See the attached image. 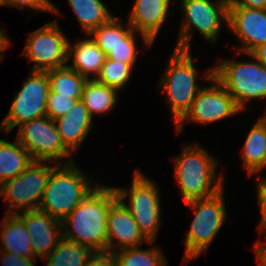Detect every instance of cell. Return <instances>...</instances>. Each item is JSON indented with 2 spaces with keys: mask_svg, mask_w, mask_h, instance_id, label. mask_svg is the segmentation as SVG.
I'll use <instances>...</instances> for the list:
<instances>
[{
  "mask_svg": "<svg viewBox=\"0 0 266 266\" xmlns=\"http://www.w3.org/2000/svg\"><path fill=\"white\" fill-rule=\"evenodd\" d=\"M117 200L114 187L98 184L61 222L62 237L94 252L107 251L108 214Z\"/></svg>",
  "mask_w": 266,
  "mask_h": 266,
  "instance_id": "1",
  "label": "cell"
},
{
  "mask_svg": "<svg viewBox=\"0 0 266 266\" xmlns=\"http://www.w3.org/2000/svg\"><path fill=\"white\" fill-rule=\"evenodd\" d=\"M172 161L184 202L212 196L225 186L223 174L216 176L217 159L197 143L184 146Z\"/></svg>",
  "mask_w": 266,
  "mask_h": 266,
  "instance_id": "2",
  "label": "cell"
},
{
  "mask_svg": "<svg viewBox=\"0 0 266 266\" xmlns=\"http://www.w3.org/2000/svg\"><path fill=\"white\" fill-rule=\"evenodd\" d=\"M83 172L75 161L57 164L51 171L38 210L62 222L98 185L95 182L93 186L92 178Z\"/></svg>",
  "mask_w": 266,
  "mask_h": 266,
  "instance_id": "3",
  "label": "cell"
},
{
  "mask_svg": "<svg viewBox=\"0 0 266 266\" xmlns=\"http://www.w3.org/2000/svg\"><path fill=\"white\" fill-rule=\"evenodd\" d=\"M191 50L174 49L160 81V90L165 94L176 125L189 111L202 89L196 83L198 69L193 63Z\"/></svg>",
  "mask_w": 266,
  "mask_h": 266,
  "instance_id": "4",
  "label": "cell"
},
{
  "mask_svg": "<svg viewBox=\"0 0 266 266\" xmlns=\"http://www.w3.org/2000/svg\"><path fill=\"white\" fill-rule=\"evenodd\" d=\"M246 55L254 60L219 59L213 67V76L241 111L247 108L248 101L266 98V66L251 54Z\"/></svg>",
  "mask_w": 266,
  "mask_h": 266,
  "instance_id": "5",
  "label": "cell"
},
{
  "mask_svg": "<svg viewBox=\"0 0 266 266\" xmlns=\"http://www.w3.org/2000/svg\"><path fill=\"white\" fill-rule=\"evenodd\" d=\"M193 209L194 219L187 230L182 265L196 259L213 242L227 219L224 187L212 196L185 202Z\"/></svg>",
  "mask_w": 266,
  "mask_h": 266,
  "instance_id": "6",
  "label": "cell"
},
{
  "mask_svg": "<svg viewBox=\"0 0 266 266\" xmlns=\"http://www.w3.org/2000/svg\"><path fill=\"white\" fill-rule=\"evenodd\" d=\"M183 20L176 43L178 50H191L193 28L210 43L215 44L221 33L222 23L228 26L229 0H181Z\"/></svg>",
  "mask_w": 266,
  "mask_h": 266,
  "instance_id": "7",
  "label": "cell"
},
{
  "mask_svg": "<svg viewBox=\"0 0 266 266\" xmlns=\"http://www.w3.org/2000/svg\"><path fill=\"white\" fill-rule=\"evenodd\" d=\"M131 183L130 189L114 187L118 199L130 211L144 236L149 241H156L162 223L159 188L140 169H135ZM125 198H128L129 204Z\"/></svg>",
  "mask_w": 266,
  "mask_h": 266,
  "instance_id": "8",
  "label": "cell"
},
{
  "mask_svg": "<svg viewBox=\"0 0 266 266\" xmlns=\"http://www.w3.org/2000/svg\"><path fill=\"white\" fill-rule=\"evenodd\" d=\"M49 163L33 161L21 174L0 184V197L8 208L6 214L38 209L51 171L57 165Z\"/></svg>",
  "mask_w": 266,
  "mask_h": 266,
  "instance_id": "9",
  "label": "cell"
},
{
  "mask_svg": "<svg viewBox=\"0 0 266 266\" xmlns=\"http://www.w3.org/2000/svg\"><path fill=\"white\" fill-rule=\"evenodd\" d=\"M49 92L47 71H30L0 123V132L7 134L25 122L46 116Z\"/></svg>",
  "mask_w": 266,
  "mask_h": 266,
  "instance_id": "10",
  "label": "cell"
},
{
  "mask_svg": "<svg viewBox=\"0 0 266 266\" xmlns=\"http://www.w3.org/2000/svg\"><path fill=\"white\" fill-rule=\"evenodd\" d=\"M18 128L16 140L28 151L33 161H57L58 164L63 158L67 159L64 164L74 161L72 153L60 138L54 120L48 116L30 120Z\"/></svg>",
  "mask_w": 266,
  "mask_h": 266,
  "instance_id": "11",
  "label": "cell"
},
{
  "mask_svg": "<svg viewBox=\"0 0 266 266\" xmlns=\"http://www.w3.org/2000/svg\"><path fill=\"white\" fill-rule=\"evenodd\" d=\"M203 79L209 81L211 85L202 87L189 111L175 125L177 134L183 130L186 120L207 125L242 112L230 93L213 76V67L207 69Z\"/></svg>",
  "mask_w": 266,
  "mask_h": 266,
  "instance_id": "12",
  "label": "cell"
},
{
  "mask_svg": "<svg viewBox=\"0 0 266 266\" xmlns=\"http://www.w3.org/2000/svg\"><path fill=\"white\" fill-rule=\"evenodd\" d=\"M26 40L22 55L35 64L31 71H48L69 63V40L57 20L34 30Z\"/></svg>",
  "mask_w": 266,
  "mask_h": 266,
  "instance_id": "13",
  "label": "cell"
},
{
  "mask_svg": "<svg viewBox=\"0 0 266 266\" xmlns=\"http://www.w3.org/2000/svg\"><path fill=\"white\" fill-rule=\"evenodd\" d=\"M228 28L241 42L236 55L250 54L266 43V9L229 6Z\"/></svg>",
  "mask_w": 266,
  "mask_h": 266,
  "instance_id": "14",
  "label": "cell"
},
{
  "mask_svg": "<svg viewBox=\"0 0 266 266\" xmlns=\"http://www.w3.org/2000/svg\"><path fill=\"white\" fill-rule=\"evenodd\" d=\"M107 251H115L141 247L144 242L155 244V241H149L140 231L136 221L130 211L118 199L109 210L107 220ZM117 240V242L115 241ZM117 246L118 248H113Z\"/></svg>",
  "mask_w": 266,
  "mask_h": 266,
  "instance_id": "15",
  "label": "cell"
},
{
  "mask_svg": "<svg viewBox=\"0 0 266 266\" xmlns=\"http://www.w3.org/2000/svg\"><path fill=\"white\" fill-rule=\"evenodd\" d=\"M25 224L31 236L33 255L39 259L47 256L62 238L59 220L40 210L23 211L16 214Z\"/></svg>",
  "mask_w": 266,
  "mask_h": 266,
  "instance_id": "16",
  "label": "cell"
},
{
  "mask_svg": "<svg viewBox=\"0 0 266 266\" xmlns=\"http://www.w3.org/2000/svg\"><path fill=\"white\" fill-rule=\"evenodd\" d=\"M171 0H136L128 19L134 31L141 34V41L150 48L169 15Z\"/></svg>",
  "mask_w": 266,
  "mask_h": 266,
  "instance_id": "17",
  "label": "cell"
},
{
  "mask_svg": "<svg viewBox=\"0 0 266 266\" xmlns=\"http://www.w3.org/2000/svg\"><path fill=\"white\" fill-rule=\"evenodd\" d=\"M93 118L81 100L63 116L54 120L64 146L72 153L78 151L93 128Z\"/></svg>",
  "mask_w": 266,
  "mask_h": 266,
  "instance_id": "18",
  "label": "cell"
},
{
  "mask_svg": "<svg viewBox=\"0 0 266 266\" xmlns=\"http://www.w3.org/2000/svg\"><path fill=\"white\" fill-rule=\"evenodd\" d=\"M105 59V53L91 37L83 40L77 38L72 45L68 43V62L71 60V64L67 65L87 80L91 77L89 74L94 75L91 79L99 76Z\"/></svg>",
  "mask_w": 266,
  "mask_h": 266,
  "instance_id": "19",
  "label": "cell"
},
{
  "mask_svg": "<svg viewBox=\"0 0 266 266\" xmlns=\"http://www.w3.org/2000/svg\"><path fill=\"white\" fill-rule=\"evenodd\" d=\"M0 223V251L17 256L35 257L31 244V236L24 222L16 214H6Z\"/></svg>",
  "mask_w": 266,
  "mask_h": 266,
  "instance_id": "20",
  "label": "cell"
},
{
  "mask_svg": "<svg viewBox=\"0 0 266 266\" xmlns=\"http://www.w3.org/2000/svg\"><path fill=\"white\" fill-rule=\"evenodd\" d=\"M242 163L249 176L266 167V123L260 118L247 134L242 148Z\"/></svg>",
  "mask_w": 266,
  "mask_h": 266,
  "instance_id": "21",
  "label": "cell"
},
{
  "mask_svg": "<svg viewBox=\"0 0 266 266\" xmlns=\"http://www.w3.org/2000/svg\"><path fill=\"white\" fill-rule=\"evenodd\" d=\"M33 162L28 151L15 139H0V184L21 174Z\"/></svg>",
  "mask_w": 266,
  "mask_h": 266,
  "instance_id": "22",
  "label": "cell"
},
{
  "mask_svg": "<svg viewBox=\"0 0 266 266\" xmlns=\"http://www.w3.org/2000/svg\"><path fill=\"white\" fill-rule=\"evenodd\" d=\"M67 2L82 27L81 31L87 36L113 17L101 0H67Z\"/></svg>",
  "mask_w": 266,
  "mask_h": 266,
  "instance_id": "23",
  "label": "cell"
},
{
  "mask_svg": "<svg viewBox=\"0 0 266 266\" xmlns=\"http://www.w3.org/2000/svg\"><path fill=\"white\" fill-rule=\"evenodd\" d=\"M117 93L115 88L99 83L96 79H89L84 85L81 101L93 118L94 114L102 115L114 109Z\"/></svg>",
  "mask_w": 266,
  "mask_h": 266,
  "instance_id": "24",
  "label": "cell"
},
{
  "mask_svg": "<svg viewBox=\"0 0 266 266\" xmlns=\"http://www.w3.org/2000/svg\"><path fill=\"white\" fill-rule=\"evenodd\" d=\"M93 253L91 248L62 237L42 260L47 261L45 266H86Z\"/></svg>",
  "mask_w": 266,
  "mask_h": 266,
  "instance_id": "25",
  "label": "cell"
},
{
  "mask_svg": "<svg viewBox=\"0 0 266 266\" xmlns=\"http://www.w3.org/2000/svg\"><path fill=\"white\" fill-rule=\"evenodd\" d=\"M50 91L71 98H81L87 79L68 65L47 71Z\"/></svg>",
  "mask_w": 266,
  "mask_h": 266,
  "instance_id": "26",
  "label": "cell"
},
{
  "mask_svg": "<svg viewBox=\"0 0 266 266\" xmlns=\"http://www.w3.org/2000/svg\"><path fill=\"white\" fill-rule=\"evenodd\" d=\"M114 16L88 35L103 50L105 55L114 47L123 43V40L133 31L129 23H126L127 26L123 27V19Z\"/></svg>",
  "mask_w": 266,
  "mask_h": 266,
  "instance_id": "27",
  "label": "cell"
},
{
  "mask_svg": "<svg viewBox=\"0 0 266 266\" xmlns=\"http://www.w3.org/2000/svg\"><path fill=\"white\" fill-rule=\"evenodd\" d=\"M117 266H166L167 260L158 246L148 249L125 248L114 253Z\"/></svg>",
  "mask_w": 266,
  "mask_h": 266,
  "instance_id": "28",
  "label": "cell"
},
{
  "mask_svg": "<svg viewBox=\"0 0 266 266\" xmlns=\"http://www.w3.org/2000/svg\"><path fill=\"white\" fill-rule=\"evenodd\" d=\"M132 69L129 63L106 58L96 80L119 91L129 82Z\"/></svg>",
  "mask_w": 266,
  "mask_h": 266,
  "instance_id": "29",
  "label": "cell"
},
{
  "mask_svg": "<svg viewBox=\"0 0 266 266\" xmlns=\"http://www.w3.org/2000/svg\"><path fill=\"white\" fill-rule=\"evenodd\" d=\"M136 31H132L124 40L123 43L114 47L106 58L129 63L132 67L135 64L138 55L136 40Z\"/></svg>",
  "mask_w": 266,
  "mask_h": 266,
  "instance_id": "30",
  "label": "cell"
},
{
  "mask_svg": "<svg viewBox=\"0 0 266 266\" xmlns=\"http://www.w3.org/2000/svg\"><path fill=\"white\" fill-rule=\"evenodd\" d=\"M78 100L81 98H71L50 91L46 105V116L55 120L65 115Z\"/></svg>",
  "mask_w": 266,
  "mask_h": 266,
  "instance_id": "31",
  "label": "cell"
},
{
  "mask_svg": "<svg viewBox=\"0 0 266 266\" xmlns=\"http://www.w3.org/2000/svg\"><path fill=\"white\" fill-rule=\"evenodd\" d=\"M15 7L17 9L28 10L29 7L35 12H51L60 14L59 9L50 0H0V6Z\"/></svg>",
  "mask_w": 266,
  "mask_h": 266,
  "instance_id": "32",
  "label": "cell"
},
{
  "mask_svg": "<svg viewBox=\"0 0 266 266\" xmlns=\"http://www.w3.org/2000/svg\"><path fill=\"white\" fill-rule=\"evenodd\" d=\"M257 202L260 210L259 231L266 232V177L258 176L257 184ZM266 236V234H265Z\"/></svg>",
  "mask_w": 266,
  "mask_h": 266,
  "instance_id": "33",
  "label": "cell"
},
{
  "mask_svg": "<svg viewBox=\"0 0 266 266\" xmlns=\"http://www.w3.org/2000/svg\"><path fill=\"white\" fill-rule=\"evenodd\" d=\"M2 266H34L36 257L17 256L9 252L0 251Z\"/></svg>",
  "mask_w": 266,
  "mask_h": 266,
  "instance_id": "34",
  "label": "cell"
},
{
  "mask_svg": "<svg viewBox=\"0 0 266 266\" xmlns=\"http://www.w3.org/2000/svg\"><path fill=\"white\" fill-rule=\"evenodd\" d=\"M86 266H117L114 254L109 251L94 252Z\"/></svg>",
  "mask_w": 266,
  "mask_h": 266,
  "instance_id": "35",
  "label": "cell"
},
{
  "mask_svg": "<svg viewBox=\"0 0 266 266\" xmlns=\"http://www.w3.org/2000/svg\"><path fill=\"white\" fill-rule=\"evenodd\" d=\"M229 6H242L251 9H266V0H229Z\"/></svg>",
  "mask_w": 266,
  "mask_h": 266,
  "instance_id": "36",
  "label": "cell"
},
{
  "mask_svg": "<svg viewBox=\"0 0 266 266\" xmlns=\"http://www.w3.org/2000/svg\"><path fill=\"white\" fill-rule=\"evenodd\" d=\"M266 240V236H265ZM261 239H258L254 243V251L257 257V266H266V242Z\"/></svg>",
  "mask_w": 266,
  "mask_h": 266,
  "instance_id": "37",
  "label": "cell"
},
{
  "mask_svg": "<svg viewBox=\"0 0 266 266\" xmlns=\"http://www.w3.org/2000/svg\"><path fill=\"white\" fill-rule=\"evenodd\" d=\"M250 54L266 66V43L255 48Z\"/></svg>",
  "mask_w": 266,
  "mask_h": 266,
  "instance_id": "38",
  "label": "cell"
},
{
  "mask_svg": "<svg viewBox=\"0 0 266 266\" xmlns=\"http://www.w3.org/2000/svg\"><path fill=\"white\" fill-rule=\"evenodd\" d=\"M11 44L8 36L0 29V50H6Z\"/></svg>",
  "mask_w": 266,
  "mask_h": 266,
  "instance_id": "39",
  "label": "cell"
},
{
  "mask_svg": "<svg viewBox=\"0 0 266 266\" xmlns=\"http://www.w3.org/2000/svg\"><path fill=\"white\" fill-rule=\"evenodd\" d=\"M4 52H5V50H0V62H1V60H2V58H4Z\"/></svg>",
  "mask_w": 266,
  "mask_h": 266,
  "instance_id": "40",
  "label": "cell"
},
{
  "mask_svg": "<svg viewBox=\"0 0 266 266\" xmlns=\"http://www.w3.org/2000/svg\"><path fill=\"white\" fill-rule=\"evenodd\" d=\"M265 114L261 117V119L266 123V115Z\"/></svg>",
  "mask_w": 266,
  "mask_h": 266,
  "instance_id": "41",
  "label": "cell"
}]
</instances>
